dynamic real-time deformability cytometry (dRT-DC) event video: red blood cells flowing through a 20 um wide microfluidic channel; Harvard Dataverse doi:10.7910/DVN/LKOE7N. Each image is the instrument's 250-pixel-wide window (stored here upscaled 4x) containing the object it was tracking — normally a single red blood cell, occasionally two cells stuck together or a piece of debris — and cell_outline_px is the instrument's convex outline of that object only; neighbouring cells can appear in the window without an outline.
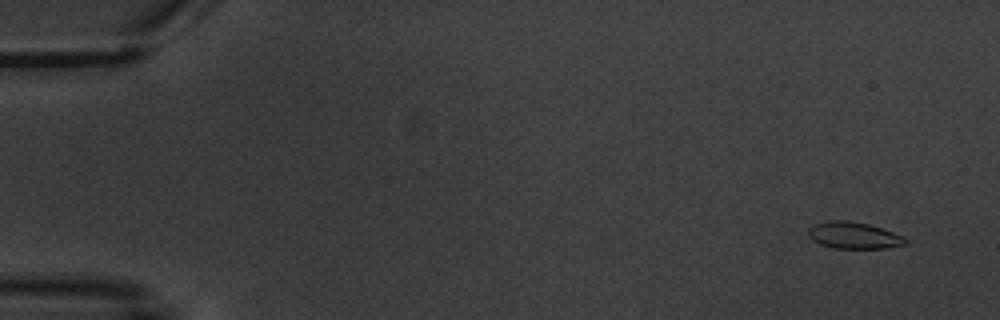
{"species": "common noctule bat (a hibernating species)", "species_latin": "Nyctalus noctula", "temperature_condition": "warm", "stored_images_in_passage": 5, "camera_frame_rate_fps": 3000, "um_per_image_px": 0.085, "animal": {"sex": "male", "body_mass_g": 20.1, "forearm_length_mm": 53.5}, "frame": {"image": 1, "passage_image": 1, "time_ms": 0.0, "image_size_px": [1000, 320], "cell_outline_px": [[908, 244], [888, 248], [836, 248], [820, 244], [812, 240], [808, 236], [808, 228], [812, 224], [828, 220], [848, 220], [868, 224], [904, 236], [908, 240]], "centroid_in_image_um": [72.56, 20.0], "position_along_channel_um": 12.4, "area_um2": 15.26}}